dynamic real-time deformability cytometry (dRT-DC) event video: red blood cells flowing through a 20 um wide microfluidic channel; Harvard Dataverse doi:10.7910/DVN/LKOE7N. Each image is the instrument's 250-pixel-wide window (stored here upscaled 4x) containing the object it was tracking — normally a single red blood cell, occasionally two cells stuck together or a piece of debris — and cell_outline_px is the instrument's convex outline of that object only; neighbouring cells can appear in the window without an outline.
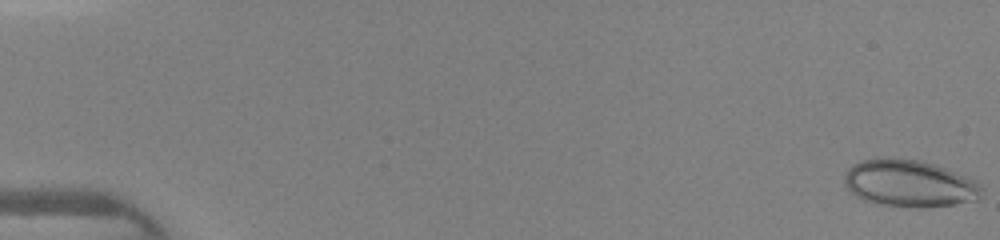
{"species": "human", "species_latin": "Homo sapiens", "temperature_condition": "warm", "stored_images_in_passage": 37, "camera_frame_rate_fps": 3000, "um_per_image_px": 0.085, "donor": {"sex": "female"}, "frame": {"image": 1, "passage_image": 1, "time_ms": 0.0, "image_size_px": [1000, 240], "cell_outline_px": [[984, 188], [980, 196], [976, 200], [928, 208], [916, 208], [876, 204], [864, 200], [856, 196], [844, 184], [844, 172], [852, 164], [860, 160], [876, 156], [880, 156], [920, 160], [936, 164], [976, 180]], "centroid_in_image_um": [77.27, 15.57], "position_along_channel_um": 7.7, "area_um2": 38.44}}